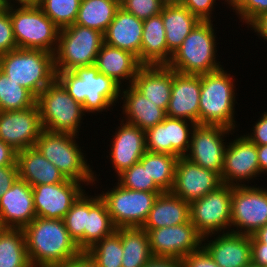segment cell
Returning <instances> with one entry per match:
<instances>
[{
	"label": "cell",
	"instance_id": "11a10c76",
	"mask_svg": "<svg viewBox=\"0 0 267 267\" xmlns=\"http://www.w3.org/2000/svg\"><path fill=\"white\" fill-rule=\"evenodd\" d=\"M257 157L260 167V175L267 173V145H257Z\"/></svg>",
	"mask_w": 267,
	"mask_h": 267
},
{
	"label": "cell",
	"instance_id": "bcb514c9",
	"mask_svg": "<svg viewBox=\"0 0 267 267\" xmlns=\"http://www.w3.org/2000/svg\"><path fill=\"white\" fill-rule=\"evenodd\" d=\"M182 261L184 267H219L203 247L188 254Z\"/></svg>",
	"mask_w": 267,
	"mask_h": 267
},
{
	"label": "cell",
	"instance_id": "6da1fadb",
	"mask_svg": "<svg viewBox=\"0 0 267 267\" xmlns=\"http://www.w3.org/2000/svg\"><path fill=\"white\" fill-rule=\"evenodd\" d=\"M23 231L32 267L66 264L82 253L70 237L63 219L36 216Z\"/></svg>",
	"mask_w": 267,
	"mask_h": 267
},
{
	"label": "cell",
	"instance_id": "ab89813d",
	"mask_svg": "<svg viewBox=\"0 0 267 267\" xmlns=\"http://www.w3.org/2000/svg\"><path fill=\"white\" fill-rule=\"evenodd\" d=\"M63 221L70 237L84 252V230L87 228V193L85 191L72 204Z\"/></svg>",
	"mask_w": 267,
	"mask_h": 267
},
{
	"label": "cell",
	"instance_id": "680465c9",
	"mask_svg": "<svg viewBox=\"0 0 267 267\" xmlns=\"http://www.w3.org/2000/svg\"><path fill=\"white\" fill-rule=\"evenodd\" d=\"M164 5L182 4L183 0H160Z\"/></svg>",
	"mask_w": 267,
	"mask_h": 267
},
{
	"label": "cell",
	"instance_id": "52a82bcc",
	"mask_svg": "<svg viewBox=\"0 0 267 267\" xmlns=\"http://www.w3.org/2000/svg\"><path fill=\"white\" fill-rule=\"evenodd\" d=\"M36 103L43 130L80 135V126L86 113L57 79L39 94Z\"/></svg>",
	"mask_w": 267,
	"mask_h": 267
},
{
	"label": "cell",
	"instance_id": "4316f807",
	"mask_svg": "<svg viewBox=\"0 0 267 267\" xmlns=\"http://www.w3.org/2000/svg\"><path fill=\"white\" fill-rule=\"evenodd\" d=\"M94 66L99 73L111 77L121 87L132 85L138 69L142 66L131 52L103 43Z\"/></svg>",
	"mask_w": 267,
	"mask_h": 267
},
{
	"label": "cell",
	"instance_id": "74e56055",
	"mask_svg": "<svg viewBox=\"0 0 267 267\" xmlns=\"http://www.w3.org/2000/svg\"><path fill=\"white\" fill-rule=\"evenodd\" d=\"M85 253L98 267H122L121 228L95 243Z\"/></svg>",
	"mask_w": 267,
	"mask_h": 267
},
{
	"label": "cell",
	"instance_id": "d590c367",
	"mask_svg": "<svg viewBox=\"0 0 267 267\" xmlns=\"http://www.w3.org/2000/svg\"><path fill=\"white\" fill-rule=\"evenodd\" d=\"M177 160L178 157L168 153L146 151L139 162L147 168L149 176L163 192H170L174 184Z\"/></svg>",
	"mask_w": 267,
	"mask_h": 267
},
{
	"label": "cell",
	"instance_id": "83f0119b",
	"mask_svg": "<svg viewBox=\"0 0 267 267\" xmlns=\"http://www.w3.org/2000/svg\"><path fill=\"white\" fill-rule=\"evenodd\" d=\"M16 164L18 178L31 187L42 184H57L66 178L60 170L48 161L36 147H30L17 152Z\"/></svg>",
	"mask_w": 267,
	"mask_h": 267
},
{
	"label": "cell",
	"instance_id": "7a4b0ae2",
	"mask_svg": "<svg viewBox=\"0 0 267 267\" xmlns=\"http://www.w3.org/2000/svg\"><path fill=\"white\" fill-rule=\"evenodd\" d=\"M56 73V79L67 93L83 106L86 114L98 115L110 108L111 111L112 106L120 102L121 86L111 77L99 73L94 65Z\"/></svg>",
	"mask_w": 267,
	"mask_h": 267
},
{
	"label": "cell",
	"instance_id": "f546056e",
	"mask_svg": "<svg viewBox=\"0 0 267 267\" xmlns=\"http://www.w3.org/2000/svg\"><path fill=\"white\" fill-rule=\"evenodd\" d=\"M189 220V202L171 192H163L155 199L141 228L158 229L187 223Z\"/></svg>",
	"mask_w": 267,
	"mask_h": 267
},
{
	"label": "cell",
	"instance_id": "db71d44e",
	"mask_svg": "<svg viewBox=\"0 0 267 267\" xmlns=\"http://www.w3.org/2000/svg\"><path fill=\"white\" fill-rule=\"evenodd\" d=\"M51 267H98L92 259L85 253L82 252L78 257L73 258L66 264L54 265Z\"/></svg>",
	"mask_w": 267,
	"mask_h": 267
},
{
	"label": "cell",
	"instance_id": "f35d334b",
	"mask_svg": "<svg viewBox=\"0 0 267 267\" xmlns=\"http://www.w3.org/2000/svg\"><path fill=\"white\" fill-rule=\"evenodd\" d=\"M81 0H41L38 6L44 14L63 29L75 24Z\"/></svg>",
	"mask_w": 267,
	"mask_h": 267
},
{
	"label": "cell",
	"instance_id": "ee69618b",
	"mask_svg": "<svg viewBox=\"0 0 267 267\" xmlns=\"http://www.w3.org/2000/svg\"><path fill=\"white\" fill-rule=\"evenodd\" d=\"M18 49L15 42L12 22L10 19V4L0 9V55Z\"/></svg>",
	"mask_w": 267,
	"mask_h": 267
},
{
	"label": "cell",
	"instance_id": "8992f818",
	"mask_svg": "<svg viewBox=\"0 0 267 267\" xmlns=\"http://www.w3.org/2000/svg\"><path fill=\"white\" fill-rule=\"evenodd\" d=\"M0 70L36 98L57 74L53 53L19 48L0 55Z\"/></svg>",
	"mask_w": 267,
	"mask_h": 267
},
{
	"label": "cell",
	"instance_id": "9f6ffc18",
	"mask_svg": "<svg viewBox=\"0 0 267 267\" xmlns=\"http://www.w3.org/2000/svg\"><path fill=\"white\" fill-rule=\"evenodd\" d=\"M251 242H261L267 248V224L251 235Z\"/></svg>",
	"mask_w": 267,
	"mask_h": 267
},
{
	"label": "cell",
	"instance_id": "be15d7a7",
	"mask_svg": "<svg viewBox=\"0 0 267 267\" xmlns=\"http://www.w3.org/2000/svg\"><path fill=\"white\" fill-rule=\"evenodd\" d=\"M5 7H6V5L0 0V9H3Z\"/></svg>",
	"mask_w": 267,
	"mask_h": 267
},
{
	"label": "cell",
	"instance_id": "4fadbf2b",
	"mask_svg": "<svg viewBox=\"0 0 267 267\" xmlns=\"http://www.w3.org/2000/svg\"><path fill=\"white\" fill-rule=\"evenodd\" d=\"M235 132L219 125L196 124L191 134L189 150L184 157L204 169L213 170L221 175L224 167V151L228 144L224 141L230 136L229 134Z\"/></svg>",
	"mask_w": 267,
	"mask_h": 267
},
{
	"label": "cell",
	"instance_id": "03108f58",
	"mask_svg": "<svg viewBox=\"0 0 267 267\" xmlns=\"http://www.w3.org/2000/svg\"><path fill=\"white\" fill-rule=\"evenodd\" d=\"M223 1H224V0H223ZM225 2H226V5L228 6V0H225V1H224V4H225Z\"/></svg>",
	"mask_w": 267,
	"mask_h": 267
},
{
	"label": "cell",
	"instance_id": "30bf717a",
	"mask_svg": "<svg viewBox=\"0 0 267 267\" xmlns=\"http://www.w3.org/2000/svg\"><path fill=\"white\" fill-rule=\"evenodd\" d=\"M100 192L116 228L142 227L157 196L163 192L135 191L118 183Z\"/></svg>",
	"mask_w": 267,
	"mask_h": 267
},
{
	"label": "cell",
	"instance_id": "f6af8a7d",
	"mask_svg": "<svg viewBox=\"0 0 267 267\" xmlns=\"http://www.w3.org/2000/svg\"><path fill=\"white\" fill-rule=\"evenodd\" d=\"M218 0H183L182 5L185 6L200 21H213V12ZM215 6V7H214Z\"/></svg>",
	"mask_w": 267,
	"mask_h": 267
},
{
	"label": "cell",
	"instance_id": "6125c7cd",
	"mask_svg": "<svg viewBox=\"0 0 267 267\" xmlns=\"http://www.w3.org/2000/svg\"><path fill=\"white\" fill-rule=\"evenodd\" d=\"M246 267H261V266L250 262Z\"/></svg>",
	"mask_w": 267,
	"mask_h": 267
},
{
	"label": "cell",
	"instance_id": "836d02e7",
	"mask_svg": "<svg viewBox=\"0 0 267 267\" xmlns=\"http://www.w3.org/2000/svg\"><path fill=\"white\" fill-rule=\"evenodd\" d=\"M122 267H143L153 256L148 233L141 227L121 228Z\"/></svg>",
	"mask_w": 267,
	"mask_h": 267
},
{
	"label": "cell",
	"instance_id": "ffe728a7",
	"mask_svg": "<svg viewBox=\"0 0 267 267\" xmlns=\"http://www.w3.org/2000/svg\"><path fill=\"white\" fill-rule=\"evenodd\" d=\"M111 136L109 159L116 177L138 163L146 149L145 131L121 120Z\"/></svg>",
	"mask_w": 267,
	"mask_h": 267
},
{
	"label": "cell",
	"instance_id": "7dc6e473",
	"mask_svg": "<svg viewBox=\"0 0 267 267\" xmlns=\"http://www.w3.org/2000/svg\"><path fill=\"white\" fill-rule=\"evenodd\" d=\"M253 123L252 132L244 135L256 145H267V110Z\"/></svg>",
	"mask_w": 267,
	"mask_h": 267
},
{
	"label": "cell",
	"instance_id": "2e32d148",
	"mask_svg": "<svg viewBox=\"0 0 267 267\" xmlns=\"http://www.w3.org/2000/svg\"><path fill=\"white\" fill-rule=\"evenodd\" d=\"M42 131L37 103L25 110L0 111V139L17 152L35 147Z\"/></svg>",
	"mask_w": 267,
	"mask_h": 267
},
{
	"label": "cell",
	"instance_id": "e7e4bbea",
	"mask_svg": "<svg viewBox=\"0 0 267 267\" xmlns=\"http://www.w3.org/2000/svg\"><path fill=\"white\" fill-rule=\"evenodd\" d=\"M3 229H4V226H3V224L0 221V233L3 231Z\"/></svg>",
	"mask_w": 267,
	"mask_h": 267
},
{
	"label": "cell",
	"instance_id": "ac0fdd59",
	"mask_svg": "<svg viewBox=\"0 0 267 267\" xmlns=\"http://www.w3.org/2000/svg\"><path fill=\"white\" fill-rule=\"evenodd\" d=\"M195 126L194 122L167 116L160 124L145 131L146 149L152 153L184 157L189 150Z\"/></svg>",
	"mask_w": 267,
	"mask_h": 267
},
{
	"label": "cell",
	"instance_id": "44dd1931",
	"mask_svg": "<svg viewBox=\"0 0 267 267\" xmlns=\"http://www.w3.org/2000/svg\"><path fill=\"white\" fill-rule=\"evenodd\" d=\"M202 247L219 267H246L251 262L249 235L234 232L210 234L203 237Z\"/></svg>",
	"mask_w": 267,
	"mask_h": 267
},
{
	"label": "cell",
	"instance_id": "8fae6325",
	"mask_svg": "<svg viewBox=\"0 0 267 267\" xmlns=\"http://www.w3.org/2000/svg\"><path fill=\"white\" fill-rule=\"evenodd\" d=\"M232 187L223 184L189 203L190 222L203 237L230 232Z\"/></svg>",
	"mask_w": 267,
	"mask_h": 267
},
{
	"label": "cell",
	"instance_id": "7c38bea8",
	"mask_svg": "<svg viewBox=\"0 0 267 267\" xmlns=\"http://www.w3.org/2000/svg\"><path fill=\"white\" fill-rule=\"evenodd\" d=\"M267 224V188L232 187L230 232L253 235Z\"/></svg>",
	"mask_w": 267,
	"mask_h": 267
},
{
	"label": "cell",
	"instance_id": "c3c4849f",
	"mask_svg": "<svg viewBox=\"0 0 267 267\" xmlns=\"http://www.w3.org/2000/svg\"><path fill=\"white\" fill-rule=\"evenodd\" d=\"M18 178L17 164L0 166V198L7 192Z\"/></svg>",
	"mask_w": 267,
	"mask_h": 267
},
{
	"label": "cell",
	"instance_id": "6f0895ef",
	"mask_svg": "<svg viewBox=\"0 0 267 267\" xmlns=\"http://www.w3.org/2000/svg\"><path fill=\"white\" fill-rule=\"evenodd\" d=\"M41 0H14V5H38Z\"/></svg>",
	"mask_w": 267,
	"mask_h": 267
},
{
	"label": "cell",
	"instance_id": "f1b7e54d",
	"mask_svg": "<svg viewBox=\"0 0 267 267\" xmlns=\"http://www.w3.org/2000/svg\"><path fill=\"white\" fill-rule=\"evenodd\" d=\"M172 53L167 49L166 32L161 13L143 20V34L139 63L167 65Z\"/></svg>",
	"mask_w": 267,
	"mask_h": 267
},
{
	"label": "cell",
	"instance_id": "d6a6232c",
	"mask_svg": "<svg viewBox=\"0 0 267 267\" xmlns=\"http://www.w3.org/2000/svg\"><path fill=\"white\" fill-rule=\"evenodd\" d=\"M119 7L120 0H81L75 24L104 34Z\"/></svg>",
	"mask_w": 267,
	"mask_h": 267
},
{
	"label": "cell",
	"instance_id": "e575fe53",
	"mask_svg": "<svg viewBox=\"0 0 267 267\" xmlns=\"http://www.w3.org/2000/svg\"><path fill=\"white\" fill-rule=\"evenodd\" d=\"M0 267H32L23 229L4 228L0 233Z\"/></svg>",
	"mask_w": 267,
	"mask_h": 267
},
{
	"label": "cell",
	"instance_id": "60d3db41",
	"mask_svg": "<svg viewBox=\"0 0 267 267\" xmlns=\"http://www.w3.org/2000/svg\"><path fill=\"white\" fill-rule=\"evenodd\" d=\"M117 181L122 187L135 191L163 192L149 176L147 168L138 162L124 170L117 176Z\"/></svg>",
	"mask_w": 267,
	"mask_h": 267
},
{
	"label": "cell",
	"instance_id": "d4e9b609",
	"mask_svg": "<svg viewBox=\"0 0 267 267\" xmlns=\"http://www.w3.org/2000/svg\"><path fill=\"white\" fill-rule=\"evenodd\" d=\"M142 34L143 20L119 7L103 36L104 43L131 52L139 61Z\"/></svg>",
	"mask_w": 267,
	"mask_h": 267
},
{
	"label": "cell",
	"instance_id": "8d00e7d4",
	"mask_svg": "<svg viewBox=\"0 0 267 267\" xmlns=\"http://www.w3.org/2000/svg\"><path fill=\"white\" fill-rule=\"evenodd\" d=\"M37 98L0 70V111L25 110L36 104Z\"/></svg>",
	"mask_w": 267,
	"mask_h": 267
},
{
	"label": "cell",
	"instance_id": "681fc988",
	"mask_svg": "<svg viewBox=\"0 0 267 267\" xmlns=\"http://www.w3.org/2000/svg\"><path fill=\"white\" fill-rule=\"evenodd\" d=\"M143 267H184L182 259L152 256Z\"/></svg>",
	"mask_w": 267,
	"mask_h": 267
},
{
	"label": "cell",
	"instance_id": "cb8c5ba5",
	"mask_svg": "<svg viewBox=\"0 0 267 267\" xmlns=\"http://www.w3.org/2000/svg\"><path fill=\"white\" fill-rule=\"evenodd\" d=\"M125 88L123 85L120 92V100L123 103L120 107L123 114L121 120L146 131L160 124L167 117L164 109L152 103L133 85Z\"/></svg>",
	"mask_w": 267,
	"mask_h": 267
},
{
	"label": "cell",
	"instance_id": "9a60e30c",
	"mask_svg": "<svg viewBox=\"0 0 267 267\" xmlns=\"http://www.w3.org/2000/svg\"><path fill=\"white\" fill-rule=\"evenodd\" d=\"M153 256L182 259L202 247L203 236L190 222L158 229H144Z\"/></svg>",
	"mask_w": 267,
	"mask_h": 267
},
{
	"label": "cell",
	"instance_id": "d6986e66",
	"mask_svg": "<svg viewBox=\"0 0 267 267\" xmlns=\"http://www.w3.org/2000/svg\"><path fill=\"white\" fill-rule=\"evenodd\" d=\"M83 185L81 182L66 179L57 184L33 186L32 194L36 216L63 219L72 204L86 191Z\"/></svg>",
	"mask_w": 267,
	"mask_h": 267
},
{
	"label": "cell",
	"instance_id": "5b68a950",
	"mask_svg": "<svg viewBox=\"0 0 267 267\" xmlns=\"http://www.w3.org/2000/svg\"><path fill=\"white\" fill-rule=\"evenodd\" d=\"M79 138L73 134L54 133L43 130L35 147L51 163H53L66 179L84 183V186H94L97 172L93 171L87 162L83 149L79 146ZM96 181V182H95Z\"/></svg>",
	"mask_w": 267,
	"mask_h": 267
},
{
	"label": "cell",
	"instance_id": "1f68e13d",
	"mask_svg": "<svg viewBox=\"0 0 267 267\" xmlns=\"http://www.w3.org/2000/svg\"><path fill=\"white\" fill-rule=\"evenodd\" d=\"M105 201L100 195L87 193V228L84 230V252L116 231Z\"/></svg>",
	"mask_w": 267,
	"mask_h": 267
},
{
	"label": "cell",
	"instance_id": "91938a15",
	"mask_svg": "<svg viewBox=\"0 0 267 267\" xmlns=\"http://www.w3.org/2000/svg\"><path fill=\"white\" fill-rule=\"evenodd\" d=\"M239 0H228L229 9H231Z\"/></svg>",
	"mask_w": 267,
	"mask_h": 267
},
{
	"label": "cell",
	"instance_id": "94428289",
	"mask_svg": "<svg viewBox=\"0 0 267 267\" xmlns=\"http://www.w3.org/2000/svg\"><path fill=\"white\" fill-rule=\"evenodd\" d=\"M5 5L11 4L14 5V0H1Z\"/></svg>",
	"mask_w": 267,
	"mask_h": 267
},
{
	"label": "cell",
	"instance_id": "4dcf8cb0",
	"mask_svg": "<svg viewBox=\"0 0 267 267\" xmlns=\"http://www.w3.org/2000/svg\"><path fill=\"white\" fill-rule=\"evenodd\" d=\"M161 16L166 32L167 49L172 54L201 22L182 4L164 5Z\"/></svg>",
	"mask_w": 267,
	"mask_h": 267
},
{
	"label": "cell",
	"instance_id": "816d5d0a",
	"mask_svg": "<svg viewBox=\"0 0 267 267\" xmlns=\"http://www.w3.org/2000/svg\"><path fill=\"white\" fill-rule=\"evenodd\" d=\"M247 27L248 30L249 27L254 30L259 39L263 38L267 42V12L260 14Z\"/></svg>",
	"mask_w": 267,
	"mask_h": 267
},
{
	"label": "cell",
	"instance_id": "7bdbcfd3",
	"mask_svg": "<svg viewBox=\"0 0 267 267\" xmlns=\"http://www.w3.org/2000/svg\"><path fill=\"white\" fill-rule=\"evenodd\" d=\"M231 10L243 25L248 26L260 14L267 12V0H239Z\"/></svg>",
	"mask_w": 267,
	"mask_h": 267
},
{
	"label": "cell",
	"instance_id": "f907efd6",
	"mask_svg": "<svg viewBox=\"0 0 267 267\" xmlns=\"http://www.w3.org/2000/svg\"><path fill=\"white\" fill-rule=\"evenodd\" d=\"M251 262L267 267V248L261 242H251Z\"/></svg>",
	"mask_w": 267,
	"mask_h": 267
},
{
	"label": "cell",
	"instance_id": "9c48e42d",
	"mask_svg": "<svg viewBox=\"0 0 267 267\" xmlns=\"http://www.w3.org/2000/svg\"><path fill=\"white\" fill-rule=\"evenodd\" d=\"M104 43L98 30L72 24L59 30L54 53L56 71H73L77 67L92 66Z\"/></svg>",
	"mask_w": 267,
	"mask_h": 267
},
{
	"label": "cell",
	"instance_id": "3957f363",
	"mask_svg": "<svg viewBox=\"0 0 267 267\" xmlns=\"http://www.w3.org/2000/svg\"><path fill=\"white\" fill-rule=\"evenodd\" d=\"M224 69L201 74L199 124L219 125L236 131V80Z\"/></svg>",
	"mask_w": 267,
	"mask_h": 267
},
{
	"label": "cell",
	"instance_id": "484cf974",
	"mask_svg": "<svg viewBox=\"0 0 267 267\" xmlns=\"http://www.w3.org/2000/svg\"><path fill=\"white\" fill-rule=\"evenodd\" d=\"M132 85L166 111L171 98L172 69L167 65H142Z\"/></svg>",
	"mask_w": 267,
	"mask_h": 267
},
{
	"label": "cell",
	"instance_id": "b9f144b4",
	"mask_svg": "<svg viewBox=\"0 0 267 267\" xmlns=\"http://www.w3.org/2000/svg\"><path fill=\"white\" fill-rule=\"evenodd\" d=\"M120 7L138 19L146 20L161 13L164 4L160 0H120Z\"/></svg>",
	"mask_w": 267,
	"mask_h": 267
},
{
	"label": "cell",
	"instance_id": "7402d4cb",
	"mask_svg": "<svg viewBox=\"0 0 267 267\" xmlns=\"http://www.w3.org/2000/svg\"><path fill=\"white\" fill-rule=\"evenodd\" d=\"M201 75L181 74L172 69V89L166 115L199 124Z\"/></svg>",
	"mask_w": 267,
	"mask_h": 267
},
{
	"label": "cell",
	"instance_id": "603a6c76",
	"mask_svg": "<svg viewBox=\"0 0 267 267\" xmlns=\"http://www.w3.org/2000/svg\"><path fill=\"white\" fill-rule=\"evenodd\" d=\"M35 217L32 187L17 178L0 198V221L4 228L24 229Z\"/></svg>",
	"mask_w": 267,
	"mask_h": 267
},
{
	"label": "cell",
	"instance_id": "ba28073f",
	"mask_svg": "<svg viewBox=\"0 0 267 267\" xmlns=\"http://www.w3.org/2000/svg\"><path fill=\"white\" fill-rule=\"evenodd\" d=\"M10 19L19 49L55 53L60 29L38 5L10 4Z\"/></svg>",
	"mask_w": 267,
	"mask_h": 267
},
{
	"label": "cell",
	"instance_id": "e0dca14e",
	"mask_svg": "<svg viewBox=\"0 0 267 267\" xmlns=\"http://www.w3.org/2000/svg\"><path fill=\"white\" fill-rule=\"evenodd\" d=\"M223 185L221 175L204 169L186 157H179L175 167L171 193L186 202H192Z\"/></svg>",
	"mask_w": 267,
	"mask_h": 267
},
{
	"label": "cell",
	"instance_id": "5bb4252c",
	"mask_svg": "<svg viewBox=\"0 0 267 267\" xmlns=\"http://www.w3.org/2000/svg\"><path fill=\"white\" fill-rule=\"evenodd\" d=\"M229 141L224 151V167L221 173L223 184L231 186H247L249 181L260 177L257 157V145L244 134ZM246 183V184H245Z\"/></svg>",
	"mask_w": 267,
	"mask_h": 267
},
{
	"label": "cell",
	"instance_id": "f5cc1de1",
	"mask_svg": "<svg viewBox=\"0 0 267 267\" xmlns=\"http://www.w3.org/2000/svg\"><path fill=\"white\" fill-rule=\"evenodd\" d=\"M17 151L0 139V166L14 165Z\"/></svg>",
	"mask_w": 267,
	"mask_h": 267
},
{
	"label": "cell",
	"instance_id": "277c9868",
	"mask_svg": "<svg viewBox=\"0 0 267 267\" xmlns=\"http://www.w3.org/2000/svg\"><path fill=\"white\" fill-rule=\"evenodd\" d=\"M214 21H201L184 39L182 45L172 54L167 64L181 74L201 75L223 68L216 56L217 35ZM214 27V28H213Z\"/></svg>",
	"mask_w": 267,
	"mask_h": 267
}]
</instances>
